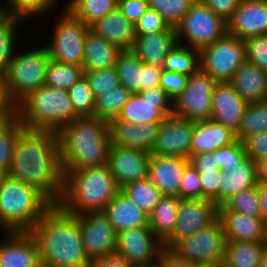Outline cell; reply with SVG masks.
<instances>
[{"label": "cell", "instance_id": "cell-27", "mask_svg": "<svg viewBox=\"0 0 267 267\" xmlns=\"http://www.w3.org/2000/svg\"><path fill=\"white\" fill-rule=\"evenodd\" d=\"M103 213L117 233L138 227H149L148 214L119 191Z\"/></svg>", "mask_w": 267, "mask_h": 267}, {"label": "cell", "instance_id": "cell-45", "mask_svg": "<svg viewBox=\"0 0 267 267\" xmlns=\"http://www.w3.org/2000/svg\"><path fill=\"white\" fill-rule=\"evenodd\" d=\"M227 210L261 218L258 185L242 190L222 204Z\"/></svg>", "mask_w": 267, "mask_h": 267}, {"label": "cell", "instance_id": "cell-11", "mask_svg": "<svg viewBox=\"0 0 267 267\" xmlns=\"http://www.w3.org/2000/svg\"><path fill=\"white\" fill-rule=\"evenodd\" d=\"M225 235L219 218L191 236L178 241L170 250L179 258L191 263L222 266L225 252Z\"/></svg>", "mask_w": 267, "mask_h": 267}, {"label": "cell", "instance_id": "cell-36", "mask_svg": "<svg viewBox=\"0 0 267 267\" xmlns=\"http://www.w3.org/2000/svg\"><path fill=\"white\" fill-rule=\"evenodd\" d=\"M23 125L13 110L0 120V176L8 175L17 135Z\"/></svg>", "mask_w": 267, "mask_h": 267}, {"label": "cell", "instance_id": "cell-59", "mask_svg": "<svg viewBox=\"0 0 267 267\" xmlns=\"http://www.w3.org/2000/svg\"><path fill=\"white\" fill-rule=\"evenodd\" d=\"M163 267H193V263L179 258L170 249H164L160 255Z\"/></svg>", "mask_w": 267, "mask_h": 267}, {"label": "cell", "instance_id": "cell-30", "mask_svg": "<svg viewBox=\"0 0 267 267\" xmlns=\"http://www.w3.org/2000/svg\"><path fill=\"white\" fill-rule=\"evenodd\" d=\"M29 25L30 24L28 21L10 15H8L2 22H0V79L7 71V68L10 64V61L14 57L15 52L28 38L27 36L34 33L37 34L36 31H39H32V27H30ZM27 27H30L28 28L30 34L28 32V29H26ZM22 28H25V30L27 31L23 30ZM31 32L33 33L31 34ZM23 38L25 40H23Z\"/></svg>", "mask_w": 267, "mask_h": 267}, {"label": "cell", "instance_id": "cell-63", "mask_svg": "<svg viewBox=\"0 0 267 267\" xmlns=\"http://www.w3.org/2000/svg\"><path fill=\"white\" fill-rule=\"evenodd\" d=\"M10 111V109L5 105L4 99L0 93V120Z\"/></svg>", "mask_w": 267, "mask_h": 267}, {"label": "cell", "instance_id": "cell-12", "mask_svg": "<svg viewBox=\"0 0 267 267\" xmlns=\"http://www.w3.org/2000/svg\"><path fill=\"white\" fill-rule=\"evenodd\" d=\"M217 82L200 68L188 76L185 89L173 101V115L191 121H205L211 117L213 90Z\"/></svg>", "mask_w": 267, "mask_h": 267}, {"label": "cell", "instance_id": "cell-23", "mask_svg": "<svg viewBox=\"0 0 267 267\" xmlns=\"http://www.w3.org/2000/svg\"><path fill=\"white\" fill-rule=\"evenodd\" d=\"M189 159L184 157L151 155L148 179L164 194L179 197V189Z\"/></svg>", "mask_w": 267, "mask_h": 267}, {"label": "cell", "instance_id": "cell-38", "mask_svg": "<svg viewBox=\"0 0 267 267\" xmlns=\"http://www.w3.org/2000/svg\"><path fill=\"white\" fill-rule=\"evenodd\" d=\"M66 8L91 27L117 8L118 0H66Z\"/></svg>", "mask_w": 267, "mask_h": 267}, {"label": "cell", "instance_id": "cell-7", "mask_svg": "<svg viewBox=\"0 0 267 267\" xmlns=\"http://www.w3.org/2000/svg\"><path fill=\"white\" fill-rule=\"evenodd\" d=\"M13 111L24 127L56 133L78 118L68 91L47 85L30 93Z\"/></svg>", "mask_w": 267, "mask_h": 267}, {"label": "cell", "instance_id": "cell-6", "mask_svg": "<svg viewBox=\"0 0 267 267\" xmlns=\"http://www.w3.org/2000/svg\"><path fill=\"white\" fill-rule=\"evenodd\" d=\"M52 206L36 188L0 176V232H29Z\"/></svg>", "mask_w": 267, "mask_h": 267}, {"label": "cell", "instance_id": "cell-50", "mask_svg": "<svg viewBox=\"0 0 267 267\" xmlns=\"http://www.w3.org/2000/svg\"><path fill=\"white\" fill-rule=\"evenodd\" d=\"M180 199H202L200 173L189 163L183 172Z\"/></svg>", "mask_w": 267, "mask_h": 267}, {"label": "cell", "instance_id": "cell-17", "mask_svg": "<svg viewBox=\"0 0 267 267\" xmlns=\"http://www.w3.org/2000/svg\"><path fill=\"white\" fill-rule=\"evenodd\" d=\"M194 121L173 114L160 124L150 154L157 156L190 157Z\"/></svg>", "mask_w": 267, "mask_h": 267}, {"label": "cell", "instance_id": "cell-20", "mask_svg": "<svg viewBox=\"0 0 267 267\" xmlns=\"http://www.w3.org/2000/svg\"><path fill=\"white\" fill-rule=\"evenodd\" d=\"M0 267H42L37 242L29 232H0Z\"/></svg>", "mask_w": 267, "mask_h": 267}, {"label": "cell", "instance_id": "cell-54", "mask_svg": "<svg viewBox=\"0 0 267 267\" xmlns=\"http://www.w3.org/2000/svg\"><path fill=\"white\" fill-rule=\"evenodd\" d=\"M246 154L254 162L267 157V130L250 136L244 142Z\"/></svg>", "mask_w": 267, "mask_h": 267}, {"label": "cell", "instance_id": "cell-61", "mask_svg": "<svg viewBox=\"0 0 267 267\" xmlns=\"http://www.w3.org/2000/svg\"><path fill=\"white\" fill-rule=\"evenodd\" d=\"M258 194L260 201L261 219L265 222L267 220V184L258 183Z\"/></svg>", "mask_w": 267, "mask_h": 267}, {"label": "cell", "instance_id": "cell-35", "mask_svg": "<svg viewBox=\"0 0 267 267\" xmlns=\"http://www.w3.org/2000/svg\"><path fill=\"white\" fill-rule=\"evenodd\" d=\"M265 242L226 241L222 267H259Z\"/></svg>", "mask_w": 267, "mask_h": 267}, {"label": "cell", "instance_id": "cell-39", "mask_svg": "<svg viewBox=\"0 0 267 267\" xmlns=\"http://www.w3.org/2000/svg\"><path fill=\"white\" fill-rule=\"evenodd\" d=\"M120 191L148 215L164 196L148 178L128 183Z\"/></svg>", "mask_w": 267, "mask_h": 267}, {"label": "cell", "instance_id": "cell-34", "mask_svg": "<svg viewBox=\"0 0 267 267\" xmlns=\"http://www.w3.org/2000/svg\"><path fill=\"white\" fill-rule=\"evenodd\" d=\"M64 1L65 0H6L7 14L24 19L30 22V24L34 22L36 24L38 21H43L44 17L48 19L52 14L54 15L56 12L64 9L66 7V2Z\"/></svg>", "mask_w": 267, "mask_h": 267}, {"label": "cell", "instance_id": "cell-5", "mask_svg": "<svg viewBox=\"0 0 267 267\" xmlns=\"http://www.w3.org/2000/svg\"><path fill=\"white\" fill-rule=\"evenodd\" d=\"M64 173V192L59 206L71 215L103 212L120 191L108 164Z\"/></svg>", "mask_w": 267, "mask_h": 267}, {"label": "cell", "instance_id": "cell-47", "mask_svg": "<svg viewBox=\"0 0 267 267\" xmlns=\"http://www.w3.org/2000/svg\"><path fill=\"white\" fill-rule=\"evenodd\" d=\"M83 76L87 79L95 98L120 84L115 66L100 70H84Z\"/></svg>", "mask_w": 267, "mask_h": 267}, {"label": "cell", "instance_id": "cell-69", "mask_svg": "<svg viewBox=\"0 0 267 267\" xmlns=\"http://www.w3.org/2000/svg\"><path fill=\"white\" fill-rule=\"evenodd\" d=\"M265 243L267 244V220L265 221Z\"/></svg>", "mask_w": 267, "mask_h": 267}, {"label": "cell", "instance_id": "cell-10", "mask_svg": "<svg viewBox=\"0 0 267 267\" xmlns=\"http://www.w3.org/2000/svg\"><path fill=\"white\" fill-rule=\"evenodd\" d=\"M245 61L244 41L228 33L199 51L200 69L217 83L230 82Z\"/></svg>", "mask_w": 267, "mask_h": 267}, {"label": "cell", "instance_id": "cell-42", "mask_svg": "<svg viewBox=\"0 0 267 267\" xmlns=\"http://www.w3.org/2000/svg\"><path fill=\"white\" fill-rule=\"evenodd\" d=\"M266 130L267 102L248 103L236 139L244 142L250 136Z\"/></svg>", "mask_w": 267, "mask_h": 267}, {"label": "cell", "instance_id": "cell-33", "mask_svg": "<svg viewBox=\"0 0 267 267\" xmlns=\"http://www.w3.org/2000/svg\"><path fill=\"white\" fill-rule=\"evenodd\" d=\"M181 199L175 195H164L148 215L149 227L165 243L173 234Z\"/></svg>", "mask_w": 267, "mask_h": 267}, {"label": "cell", "instance_id": "cell-41", "mask_svg": "<svg viewBox=\"0 0 267 267\" xmlns=\"http://www.w3.org/2000/svg\"><path fill=\"white\" fill-rule=\"evenodd\" d=\"M162 68L190 76L200 68L199 51L177 44L166 56Z\"/></svg>", "mask_w": 267, "mask_h": 267}, {"label": "cell", "instance_id": "cell-32", "mask_svg": "<svg viewBox=\"0 0 267 267\" xmlns=\"http://www.w3.org/2000/svg\"><path fill=\"white\" fill-rule=\"evenodd\" d=\"M228 168L221 171L220 205L238 192L258 185L256 163L249 156Z\"/></svg>", "mask_w": 267, "mask_h": 267}, {"label": "cell", "instance_id": "cell-68", "mask_svg": "<svg viewBox=\"0 0 267 267\" xmlns=\"http://www.w3.org/2000/svg\"><path fill=\"white\" fill-rule=\"evenodd\" d=\"M0 8H6V0H0Z\"/></svg>", "mask_w": 267, "mask_h": 267}, {"label": "cell", "instance_id": "cell-8", "mask_svg": "<svg viewBox=\"0 0 267 267\" xmlns=\"http://www.w3.org/2000/svg\"><path fill=\"white\" fill-rule=\"evenodd\" d=\"M53 16L56 17L53 21L48 20L52 22L49 26L52 27L49 28L51 30H48V33L47 30L46 32L43 30V35L38 32L50 58L61 63L82 67L85 35L89 27L66 7ZM44 38L47 40L45 41Z\"/></svg>", "mask_w": 267, "mask_h": 267}, {"label": "cell", "instance_id": "cell-49", "mask_svg": "<svg viewBox=\"0 0 267 267\" xmlns=\"http://www.w3.org/2000/svg\"><path fill=\"white\" fill-rule=\"evenodd\" d=\"M247 157L244 143L236 140L230 145L216 150V163L221 171H228V167L239 164Z\"/></svg>", "mask_w": 267, "mask_h": 267}, {"label": "cell", "instance_id": "cell-56", "mask_svg": "<svg viewBox=\"0 0 267 267\" xmlns=\"http://www.w3.org/2000/svg\"><path fill=\"white\" fill-rule=\"evenodd\" d=\"M189 163L197 171H221L216 163V150L190 155Z\"/></svg>", "mask_w": 267, "mask_h": 267}, {"label": "cell", "instance_id": "cell-48", "mask_svg": "<svg viewBox=\"0 0 267 267\" xmlns=\"http://www.w3.org/2000/svg\"><path fill=\"white\" fill-rule=\"evenodd\" d=\"M246 61L267 72V35L245 38Z\"/></svg>", "mask_w": 267, "mask_h": 267}, {"label": "cell", "instance_id": "cell-25", "mask_svg": "<svg viewBox=\"0 0 267 267\" xmlns=\"http://www.w3.org/2000/svg\"><path fill=\"white\" fill-rule=\"evenodd\" d=\"M178 44L176 28L166 31L136 35L131 50L144 64L162 67L168 53Z\"/></svg>", "mask_w": 267, "mask_h": 267}, {"label": "cell", "instance_id": "cell-21", "mask_svg": "<svg viewBox=\"0 0 267 267\" xmlns=\"http://www.w3.org/2000/svg\"><path fill=\"white\" fill-rule=\"evenodd\" d=\"M210 119L223 124L235 134L240 129L247 103L229 82L217 83L213 90Z\"/></svg>", "mask_w": 267, "mask_h": 267}, {"label": "cell", "instance_id": "cell-28", "mask_svg": "<svg viewBox=\"0 0 267 267\" xmlns=\"http://www.w3.org/2000/svg\"><path fill=\"white\" fill-rule=\"evenodd\" d=\"M248 103L264 102L267 97V72L245 61L229 82Z\"/></svg>", "mask_w": 267, "mask_h": 267}, {"label": "cell", "instance_id": "cell-44", "mask_svg": "<svg viewBox=\"0 0 267 267\" xmlns=\"http://www.w3.org/2000/svg\"><path fill=\"white\" fill-rule=\"evenodd\" d=\"M67 91L75 115L78 118L94 117L95 97L84 76H82Z\"/></svg>", "mask_w": 267, "mask_h": 267}, {"label": "cell", "instance_id": "cell-14", "mask_svg": "<svg viewBox=\"0 0 267 267\" xmlns=\"http://www.w3.org/2000/svg\"><path fill=\"white\" fill-rule=\"evenodd\" d=\"M78 223L84 249L91 262L115 255L117 232L103 212L78 215Z\"/></svg>", "mask_w": 267, "mask_h": 267}, {"label": "cell", "instance_id": "cell-15", "mask_svg": "<svg viewBox=\"0 0 267 267\" xmlns=\"http://www.w3.org/2000/svg\"><path fill=\"white\" fill-rule=\"evenodd\" d=\"M164 243L150 227H138L117 233L116 253L131 265L150 264L164 250Z\"/></svg>", "mask_w": 267, "mask_h": 267}, {"label": "cell", "instance_id": "cell-31", "mask_svg": "<svg viewBox=\"0 0 267 267\" xmlns=\"http://www.w3.org/2000/svg\"><path fill=\"white\" fill-rule=\"evenodd\" d=\"M121 49L90 27L86 31L84 42L83 70H100L116 65Z\"/></svg>", "mask_w": 267, "mask_h": 267}, {"label": "cell", "instance_id": "cell-16", "mask_svg": "<svg viewBox=\"0 0 267 267\" xmlns=\"http://www.w3.org/2000/svg\"><path fill=\"white\" fill-rule=\"evenodd\" d=\"M218 218V206L208 199H181L176 226L172 236L164 243L171 249L178 241L207 227Z\"/></svg>", "mask_w": 267, "mask_h": 267}, {"label": "cell", "instance_id": "cell-67", "mask_svg": "<svg viewBox=\"0 0 267 267\" xmlns=\"http://www.w3.org/2000/svg\"><path fill=\"white\" fill-rule=\"evenodd\" d=\"M193 267H222V266L212 265V264H204V263H198V264L193 263Z\"/></svg>", "mask_w": 267, "mask_h": 267}, {"label": "cell", "instance_id": "cell-9", "mask_svg": "<svg viewBox=\"0 0 267 267\" xmlns=\"http://www.w3.org/2000/svg\"><path fill=\"white\" fill-rule=\"evenodd\" d=\"M176 32L178 44L200 51L227 34L226 21L195 0Z\"/></svg>", "mask_w": 267, "mask_h": 267}, {"label": "cell", "instance_id": "cell-3", "mask_svg": "<svg viewBox=\"0 0 267 267\" xmlns=\"http://www.w3.org/2000/svg\"><path fill=\"white\" fill-rule=\"evenodd\" d=\"M63 172L108 163V122L95 117L76 118L58 133Z\"/></svg>", "mask_w": 267, "mask_h": 267}, {"label": "cell", "instance_id": "cell-52", "mask_svg": "<svg viewBox=\"0 0 267 267\" xmlns=\"http://www.w3.org/2000/svg\"><path fill=\"white\" fill-rule=\"evenodd\" d=\"M200 173L202 198L220 206L221 171H198Z\"/></svg>", "mask_w": 267, "mask_h": 267}, {"label": "cell", "instance_id": "cell-66", "mask_svg": "<svg viewBox=\"0 0 267 267\" xmlns=\"http://www.w3.org/2000/svg\"><path fill=\"white\" fill-rule=\"evenodd\" d=\"M7 16V8H0V22H2Z\"/></svg>", "mask_w": 267, "mask_h": 267}, {"label": "cell", "instance_id": "cell-1", "mask_svg": "<svg viewBox=\"0 0 267 267\" xmlns=\"http://www.w3.org/2000/svg\"><path fill=\"white\" fill-rule=\"evenodd\" d=\"M8 176L36 188L53 205H58L65 176L57 133L22 126Z\"/></svg>", "mask_w": 267, "mask_h": 267}, {"label": "cell", "instance_id": "cell-37", "mask_svg": "<svg viewBox=\"0 0 267 267\" xmlns=\"http://www.w3.org/2000/svg\"><path fill=\"white\" fill-rule=\"evenodd\" d=\"M143 64L131 49L121 50L118 54L115 67L119 82L132 94L142 91Z\"/></svg>", "mask_w": 267, "mask_h": 267}, {"label": "cell", "instance_id": "cell-18", "mask_svg": "<svg viewBox=\"0 0 267 267\" xmlns=\"http://www.w3.org/2000/svg\"><path fill=\"white\" fill-rule=\"evenodd\" d=\"M151 154L142 150L110 145L108 166L119 188L148 178V165Z\"/></svg>", "mask_w": 267, "mask_h": 267}, {"label": "cell", "instance_id": "cell-40", "mask_svg": "<svg viewBox=\"0 0 267 267\" xmlns=\"http://www.w3.org/2000/svg\"><path fill=\"white\" fill-rule=\"evenodd\" d=\"M132 93L119 84L95 98L94 117L110 122L117 118Z\"/></svg>", "mask_w": 267, "mask_h": 267}, {"label": "cell", "instance_id": "cell-62", "mask_svg": "<svg viewBox=\"0 0 267 267\" xmlns=\"http://www.w3.org/2000/svg\"><path fill=\"white\" fill-rule=\"evenodd\" d=\"M255 163L258 183L267 184V157L257 159Z\"/></svg>", "mask_w": 267, "mask_h": 267}, {"label": "cell", "instance_id": "cell-4", "mask_svg": "<svg viewBox=\"0 0 267 267\" xmlns=\"http://www.w3.org/2000/svg\"><path fill=\"white\" fill-rule=\"evenodd\" d=\"M31 36L33 37L29 35L15 52L7 71L0 79V93L10 110L45 82L50 55L40 38Z\"/></svg>", "mask_w": 267, "mask_h": 267}, {"label": "cell", "instance_id": "cell-24", "mask_svg": "<svg viewBox=\"0 0 267 267\" xmlns=\"http://www.w3.org/2000/svg\"><path fill=\"white\" fill-rule=\"evenodd\" d=\"M218 218L226 241L265 242V222L261 218L227 210L223 205L218 206Z\"/></svg>", "mask_w": 267, "mask_h": 267}, {"label": "cell", "instance_id": "cell-13", "mask_svg": "<svg viewBox=\"0 0 267 267\" xmlns=\"http://www.w3.org/2000/svg\"><path fill=\"white\" fill-rule=\"evenodd\" d=\"M172 113L173 101L160 86H155L132 94L117 119L138 125L161 124Z\"/></svg>", "mask_w": 267, "mask_h": 267}, {"label": "cell", "instance_id": "cell-46", "mask_svg": "<svg viewBox=\"0 0 267 267\" xmlns=\"http://www.w3.org/2000/svg\"><path fill=\"white\" fill-rule=\"evenodd\" d=\"M195 0H148V8L157 11L164 20L176 28Z\"/></svg>", "mask_w": 267, "mask_h": 267}, {"label": "cell", "instance_id": "cell-60", "mask_svg": "<svg viewBox=\"0 0 267 267\" xmlns=\"http://www.w3.org/2000/svg\"><path fill=\"white\" fill-rule=\"evenodd\" d=\"M90 267H134L117 255L92 261Z\"/></svg>", "mask_w": 267, "mask_h": 267}, {"label": "cell", "instance_id": "cell-58", "mask_svg": "<svg viewBox=\"0 0 267 267\" xmlns=\"http://www.w3.org/2000/svg\"><path fill=\"white\" fill-rule=\"evenodd\" d=\"M163 72L162 67L149 64L142 65V91L159 86L160 77Z\"/></svg>", "mask_w": 267, "mask_h": 267}, {"label": "cell", "instance_id": "cell-19", "mask_svg": "<svg viewBox=\"0 0 267 267\" xmlns=\"http://www.w3.org/2000/svg\"><path fill=\"white\" fill-rule=\"evenodd\" d=\"M227 33L244 40L267 35V0H241L226 21Z\"/></svg>", "mask_w": 267, "mask_h": 267}, {"label": "cell", "instance_id": "cell-22", "mask_svg": "<svg viewBox=\"0 0 267 267\" xmlns=\"http://www.w3.org/2000/svg\"><path fill=\"white\" fill-rule=\"evenodd\" d=\"M160 124H132L118 120L108 122L110 145L151 152Z\"/></svg>", "mask_w": 267, "mask_h": 267}, {"label": "cell", "instance_id": "cell-51", "mask_svg": "<svg viewBox=\"0 0 267 267\" xmlns=\"http://www.w3.org/2000/svg\"><path fill=\"white\" fill-rule=\"evenodd\" d=\"M170 25L157 11L148 8L135 24L136 35H146L155 32L166 31Z\"/></svg>", "mask_w": 267, "mask_h": 267}, {"label": "cell", "instance_id": "cell-55", "mask_svg": "<svg viewBox=\"0 0 267 267\" xmlns=\"http://www.w3.org/2000/svg\"><path fill=\"white\" fill-rule=\"evenodd\" d=\"M117 7L135 25L148 9V0H118Z\"/></svg>", "mask_w": 267, "mask_h": 267}, {"label": "cell", "instance_id": "cell-65", "mask_svg": "<svg viewBox=\"0 0 267 267\" xmlns=\"http://www.w3.org/2000/svg\"><path fill=\"white\" fill-rule=\"evenodd\" d=\"M134 267H163L162 262L158 259L157 261L150 264L134 265Z\"/></svg>", "mask_w": 267, "mask_h": 267}, {"label": "cell", "instance_id": "cell-64", "mask_svg": "<svg viewBox=\"0 0 267 267\" xmlns=\"http://www.w3.org/2000/svg\"><path fill=\"white\" fill-rule=\"evenodd\" d=\"M259 267H267V244L262 251Z\"/></svg>", "mask_w": 267, "mask_h": 267}, {"label": "cell", "instance_id": "cell-2", "mask_svg": "<svg viewBox=\"0 0 267 267\" xmlns=\"http://www.w3.org/2000/svg\"><path fill=\"white\" fill-rule=\"evenodd\" d=\"M29 233L37 242L42 267H90L78 215L53 205Z\"/></svg>", "mask_w": 267, "mask_h": 267}, {"label": "cell", "instance_id": "cell-53", "mask_svg": "<svg viewBox=\"0 0 267 267\" xmlns=\"http://www.w3.org/2000/svg\"><path fill=\"white\" fill-rule=\"evenodd\" d=\"M188 76L176 72L163 70L159 86L174 101L185 89Z\"/></svg>", "mask_w": 267, "mask_h": 267}, {"label": "cell", "instance_id": "cell-43", "mask_svg": "<svg viewBox=\"0 0 267 267\" xmlns=\"http://www.w3.org/2000/svg\"><path fill=\"white\" fill-rule=\"evenodd\" d=\"M83 75V67L61 63L50 58L44 85L68 90Z\"/></svg>", "mask_w": 267, "mask_h": 267}, {"label": "cell", "instance_id": "cell-57", "mask_svg": "<svg viewBox=\"0 0 267 267\" xmlns=\"http://www.w3.org/2000/svg\"><path fill=\"white\" fill-rule=\"evenodd\" d=\"M206 7L216 15L221 16L225 21L232 12L239 6L241 0H200Z\"/></svg>", "mask_w": 267, "mask_h": 267}, {"label": "cell", "instance_id": "cell-26", "mask_svg": "<svg viewBox=\"0 0 267 267\" xmlns=\"http://www.w3.org/2000/svg\"><path fill=\"white\" fill-rule=\"evenodd\" d=\"M236 134L223 124L211 119L194 121L190 155L213 152L235 142Z\"/></svg>", "mask_w": 267, "mask_h": 267}, {"label": "cell", "instance_id": "cell-29", "mask_svg": "<svg viewBox=\"0 0 267 267\" xmlns=\"http://www.w3.org/2000/svg\"><path fill=\"white\" fill-rule=\"evenodd\" d=\"M121 50L131 49L136 40L135 25L117 8L90 27Z\"/></svg>", "mask_w": 267, "mask_h": 267}]
</instances>
